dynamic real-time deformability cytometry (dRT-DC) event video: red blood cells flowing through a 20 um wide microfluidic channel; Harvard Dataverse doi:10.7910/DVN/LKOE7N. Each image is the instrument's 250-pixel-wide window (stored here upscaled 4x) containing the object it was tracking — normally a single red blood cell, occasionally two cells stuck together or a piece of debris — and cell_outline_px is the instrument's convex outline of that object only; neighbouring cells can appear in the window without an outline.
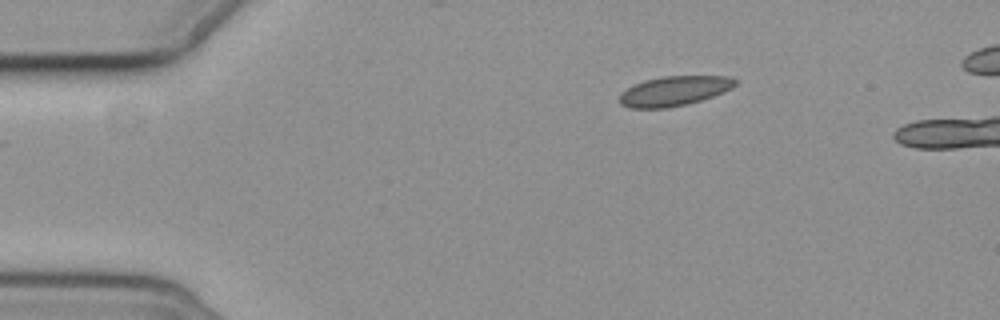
{"species": "common noctule bat (a hibernating species)", "species_latin": "Nyctalus noctula", "temperature_condition": "cold", "stored_images_in_passage": 3, "camera_frame_rate_fps": 3000, "um_per_image_px": 0.085, "animal": {"sex": "female", "body_mass_g": 19.3, "forearm_length_mm": 54.1}, "frame": {"image": 1, "passage_image": 1, "time_ms": 0.0, "image_size_px": [1000, 320], "cell_outline_px": [[740, 80], [732, 88], [724, 92], [688, 104], [664, 108], [632, 108], [620, 104], [620, 92], [632, 84], [644, 80], [660, 76], [728, 76]], "centroid_in_image_um": [57.3, 7.72], "position_along_channel_um": 27.7, "area_um2": 20.23}}